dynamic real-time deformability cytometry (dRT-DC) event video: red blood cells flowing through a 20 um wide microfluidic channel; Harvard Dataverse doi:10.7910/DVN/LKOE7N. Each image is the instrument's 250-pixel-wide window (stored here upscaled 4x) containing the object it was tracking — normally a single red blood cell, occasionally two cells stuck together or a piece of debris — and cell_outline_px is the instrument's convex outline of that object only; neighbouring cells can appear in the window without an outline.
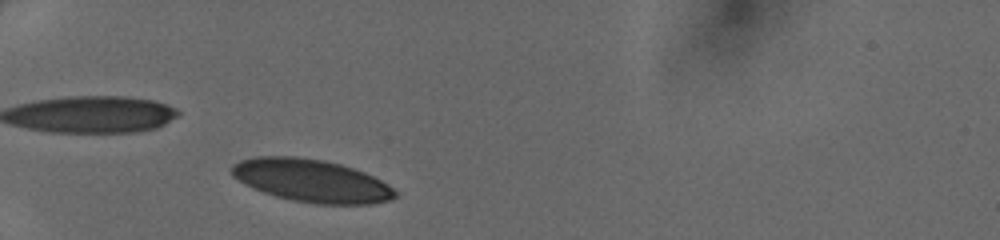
{"species": "human", "species_latin": "Homo sapiens", "temperature_condition": "cold", "stored_images_in_passage": 31, "camera_frame_rate_fps": 3000, "um_per_image_px": 0.085, "donor": {"sex": "female"}, "frame": {"image": 1, "passage_image": 2, "time_ms": 0.333, "image_size_px": [1000, 240], "cell_outline_px": [[396, 196], [392, 200], [372, 204], [316, 204], [292, 200], [276, 196], [252, 188], [244, 184], [232, 176], [232, 164], [240, 160], [252, 156], [292, 156], [324, 160], [340, 164], [364, 172], [388, 184], [396, 192]], "centroid_in_image_um": [26.45, 15.36], "position_along_channel_um": 58.5, "area_um2": 40.75}}
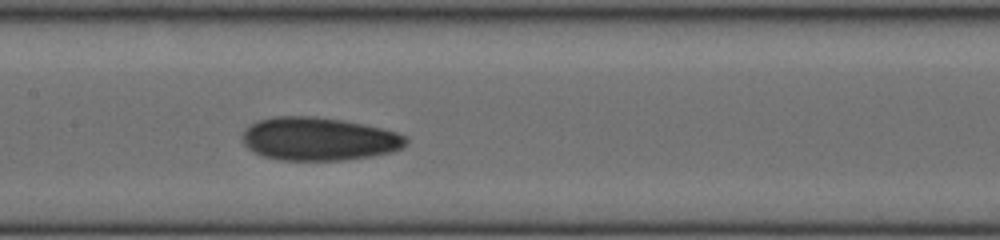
{"frame": {"image": 2, "passage_image": 12, "time_ms": 3.667, "image_size_px": [1000, 240], "cell_outline_px": [[408, 140], [400, 148], [392, 152], [372, 156], [344, 160], [280, 160], [264, 156], [248, 148], [244, 144], [244, 132], [252, 124], [260, 120], [276, 116], [316, 116], [340, 120], [380, 128], [396, 132], [404, 136]], "centroid_in_image_um": [27.1, 11.81], "position_along_channel_um": 180.3, "area_um2": 40.58}}
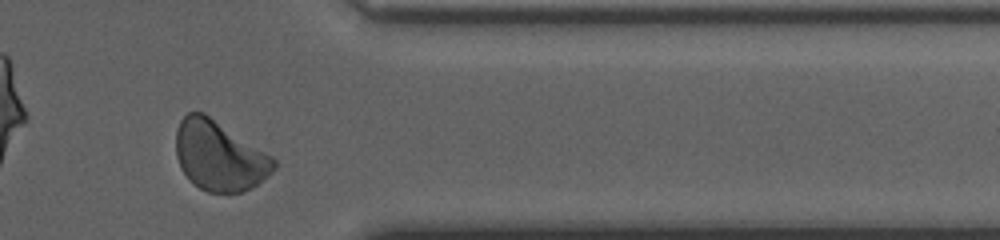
{"frame": {"image": 3, "passage_image": 27, "time_ms": 8.667, "image_size_px": [1000, 240], "cell_outline_px": [[276, 168], [268, 176], [252, 188], [244, 192], [208, 192], [200, 188], [188, 180], [180, 168], [176, 156], [176, 132], [180, 120], [188, 112], [204, 112], [272, 156], [276, 160]], "centroid_in_image_um": [18.63, 13.25], "position_along_channel_um": 392.8, "area_um2": 39.88}}